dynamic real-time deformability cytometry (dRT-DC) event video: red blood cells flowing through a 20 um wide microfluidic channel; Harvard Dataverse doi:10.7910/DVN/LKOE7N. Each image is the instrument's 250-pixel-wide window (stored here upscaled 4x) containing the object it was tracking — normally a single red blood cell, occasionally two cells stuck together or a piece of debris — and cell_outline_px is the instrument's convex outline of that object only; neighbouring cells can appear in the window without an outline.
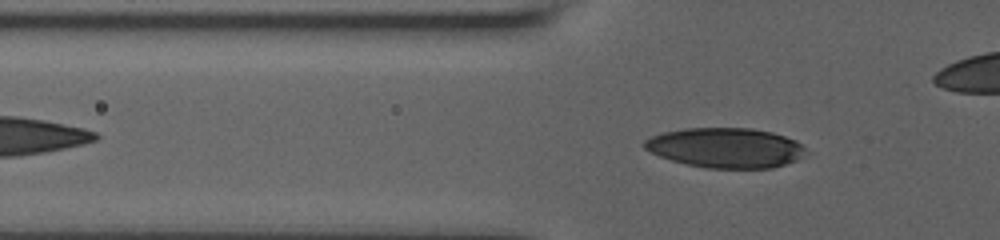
{"species": "human", "species_latin": "Homo sapiens", "temperature_condition": "room temperature", "stored_images_in_passage": 38, "camera_frame_rate_fps": 3000, "um_per_image_px": 0.085, "donor": {"sex": "male"}, "frame": {"image": 1, "passage_image": 8, "time_ms": 2.667, "image_size_px": [1000, 240], "cell_outline_px": [[808, 152], [796, 160], [772, 168], [704, 168], [672, 160], [660, 156], [644, 148], [644, 140], [652, 136], [664, 132], [684, 128], [752, 128], [772, 132], [796, 140]], "centroid_in_image_um": [61.69, 12.56], "position_along_channel_um": 64.1, "area_um2": 37.4}}
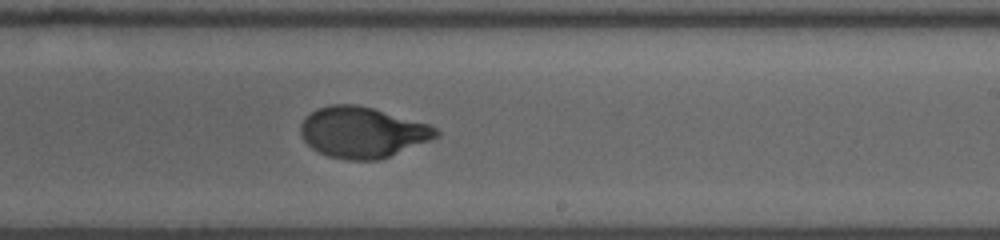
{"frame": {"image": 2, "passage_image": 23, "time_ms": 8.0, "image_size_px": [1000, 240], "cell_outline_px": [[440, 136], [380, 160], [348, 160], [328, 156], [312, 148], [300, 136], [300, 124], [304, 116], [316, 108], [332, 104], [356, 104], [372, 108], [428, 124], [436, 128], [440, 132]], "centroid_in_image_um": [30.77, 11.24], "position_along_channel_um": 258.2, "area_um2": 40.17}}
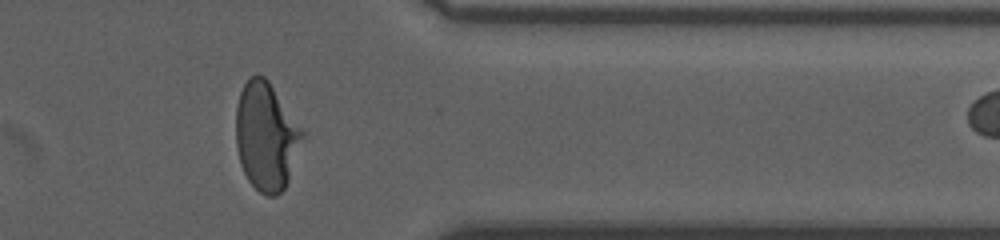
{"frame": {"image": 3, "passage_image": 34, "time_ms": 11.667, "image_size_px": [1000, 240], "cell_outline_px": [[304, 136], [288, 180], [284, 188], [276, 196], [268, 196], [260, 192], [248, 180], [240, 164], [236, 148], [236, 108], [240, 92], [244, 84], [252, 76], [264, 76], [268, 80], [304, 128]], "centroid_in_image_um": [22.63, 11.58], "position_along_channel_um": 388.8, "area_um2": 41.85}}